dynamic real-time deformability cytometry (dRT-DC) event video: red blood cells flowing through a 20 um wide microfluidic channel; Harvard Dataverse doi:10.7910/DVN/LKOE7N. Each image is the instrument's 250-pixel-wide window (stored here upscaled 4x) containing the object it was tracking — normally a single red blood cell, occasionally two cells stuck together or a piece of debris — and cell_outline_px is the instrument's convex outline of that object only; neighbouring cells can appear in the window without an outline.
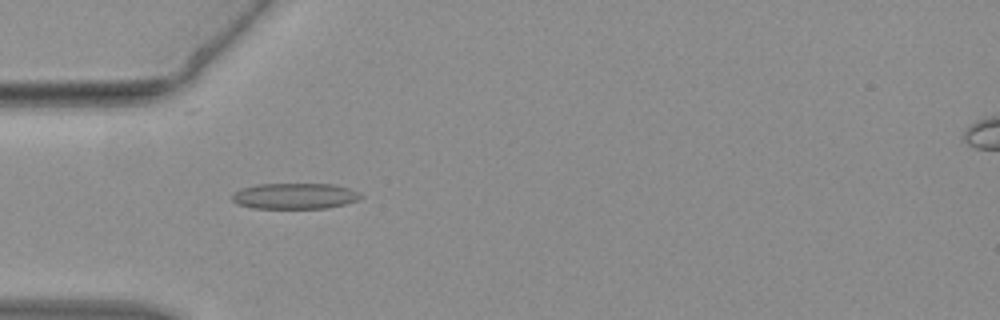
{"species": "common noctule bat (a hibernating species)", "species_latin": "Nyctalus noctula", "temperature_condition": "warm", "stored_images_in_passage": 43, "camera_frame_rate_fps": 3000, "um_per_image_px": 0.085, "animal": {"sex": "female", "body_mass_g": 19.3, "forearm_length_mm": 54.1}, "frame": {"image": 1, "passage_image": 12, "time_ms": 3.667, "image_size_px": [1000, 320], "cell_outline_px": [[364, 196], [356, 200], [344, 204], [328, 208], [252, 208], [236, 204], [232, 200], [232, 192], [256, 184], [336, 184], [360, 192]], "centroid_in_image_um": [25.05, 16.66], "position_along_channel_um": 60.0, "area_um2": 19.48}}
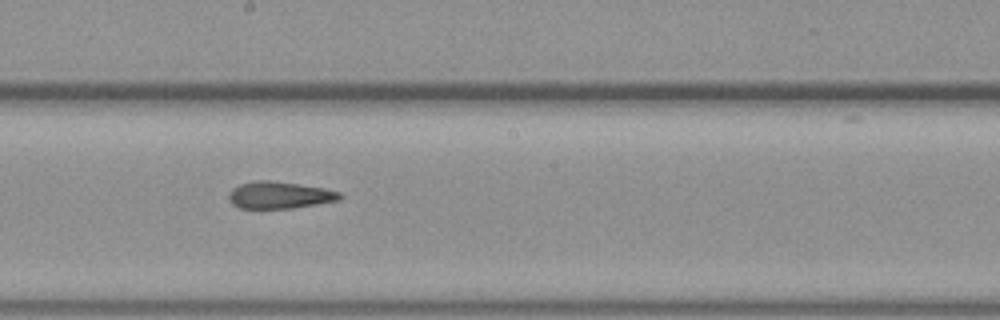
{"frame": {"image": 2, "passage_image": 23, "time_ms": 7.333, "image_size_px": [1000, 320], "cell_outline_px": [[344, 196], [336, 200], [316, 204], [292, 208], [240, 208], [232, 204], [228, 200], [228, 192], [232, 188], [240, 184], [256, 180], [268, 180], [324, 188], [340, 192]], "centroid_in_image_um": [23.7, 16.58], "position_along_channel_um": 224.5, "area_um2": 17.34}}
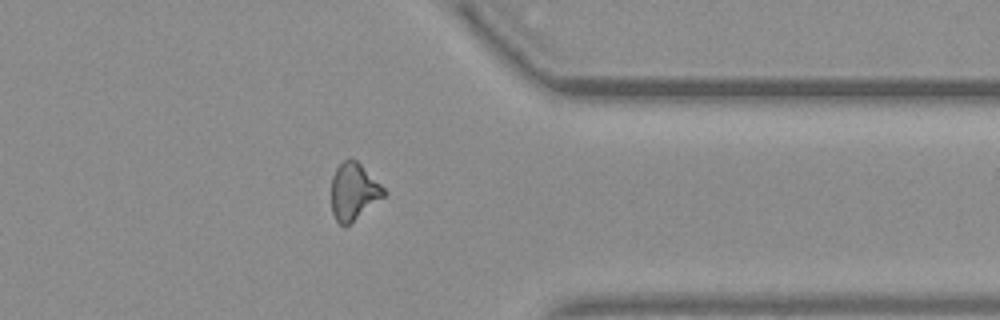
{"frame": {"image": 3, "passage_image": 34, "time_ms": 11.0, "image_size_px": [1000, 320], "cell_outline_px": [[388, 192], [384, 196], [344, 228], [336, 220], [332, 212], [332, 176], [336, 168], [344, 160], [356, 160]], "centroid_in_image_um": [30.05, 16.3], "position_along_channel_um": 381.4, "area_um2": 17.05}}